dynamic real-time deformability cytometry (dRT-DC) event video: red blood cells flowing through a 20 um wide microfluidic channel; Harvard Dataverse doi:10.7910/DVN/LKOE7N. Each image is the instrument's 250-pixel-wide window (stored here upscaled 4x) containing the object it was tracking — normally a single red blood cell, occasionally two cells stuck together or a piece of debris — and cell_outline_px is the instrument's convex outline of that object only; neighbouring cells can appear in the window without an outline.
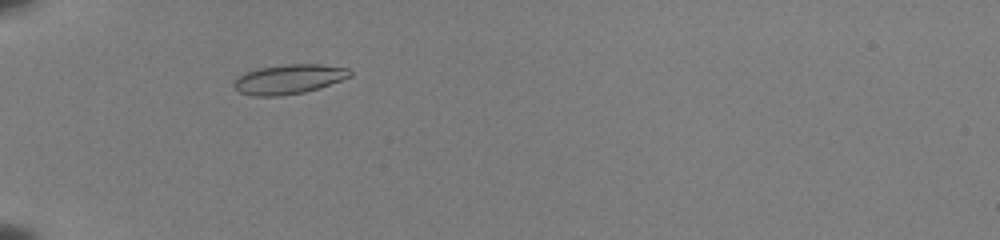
{"species": "common noctule bat (a hibernating species)", "species_latin": "Nyctalus noctula", "temperature_condition": "room temperature", "stored_images_in_passage": 37, "camera_frame_rate_fps": 3000, "um_per_image_px": 0.085, "animal": {"sex": "female", "body_mass_g": 22.0, "forearm_length_mm": 56.7}, "frame": {"image": 1, "passage_image": 3, "time_ms": 0.667, "image_size_px": [1000, 240], "cell_outline_px": [[352, 76], [320, 88], [304, 92], [280, 96], [252, 96], [240, 92], [232, 84], [232, 80], [244, 72], [260, 68], [284, 64], [320, 64], [348, 68], [352, 72]], "centroid_in_image_um": [24.54, 6.73], "position_along_channel_um": 60.5, "area_um2": 20.17}}
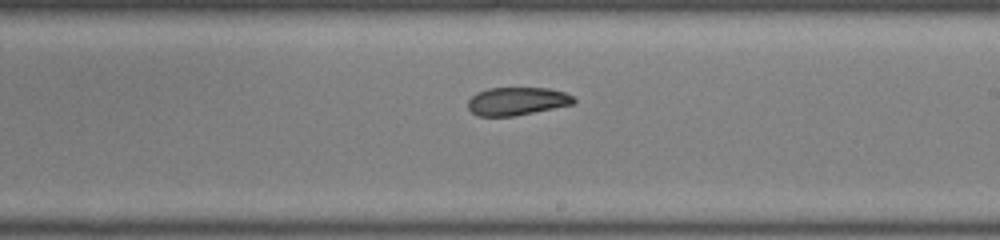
{"frame": {"image": 2, "passage_image": 18, "time_ms": 5.667, "image_size_px": [1000, 240], "cell_outline_px": [[576, 100], [572, 104], [512, 116], [476, 116], [468, 108], [468, 100], [476, 92], [488, 88], [548, 88], [564, 92], [572, 96]], "centroid_in_image_um": [43.89, 8.59], "position_along_channel_um": 245.1, "area_um2": 17.11}}
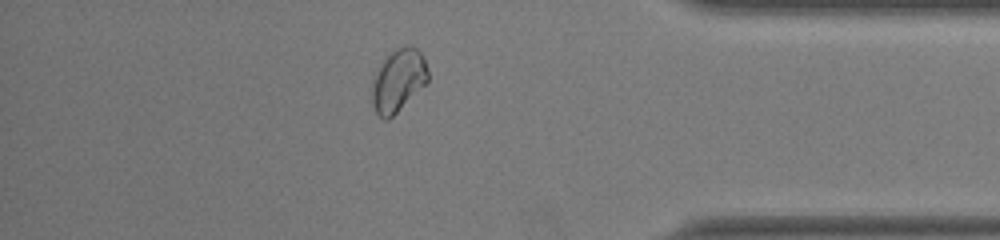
{"frame": {"image": 3, "passage_image": 31, "time_ms": 10.0, "image_size_px": [1000, 240], "cell_outline_px": [[428, 84], [388, 120], [384, 120], [372, 108], [372, 80], [384, 56], [396, 48], [416, 48], [420, 52], [424, 60], [428, 72]], "centroid_in_image_um": [33.84, 6.88], "position_along_channel_um": 401.4, "area_um2": 20.52}, "authors_computed_cell_mechanics": {"area_um2": 19.3052, "velocity_mm_per_s": 3.9894, "shape_relaxation_time_tau1_ms": null, "shape_relaxation_time_tau2_ms": 2.5089, "deformation_change_tau1": null, "deformation_change_tau2": 0.0589}}